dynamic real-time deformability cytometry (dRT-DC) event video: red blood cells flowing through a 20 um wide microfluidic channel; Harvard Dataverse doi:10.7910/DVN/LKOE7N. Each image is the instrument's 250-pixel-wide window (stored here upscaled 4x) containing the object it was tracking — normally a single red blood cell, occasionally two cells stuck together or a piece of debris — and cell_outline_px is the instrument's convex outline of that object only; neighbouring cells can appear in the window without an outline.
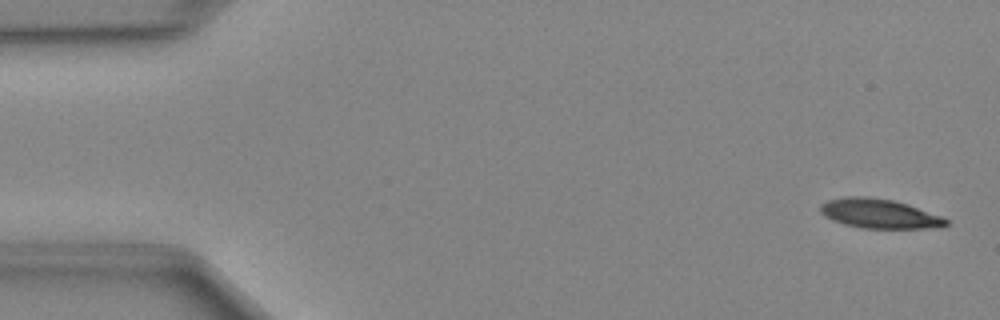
{"species": "Egyptian fruit bat (a non-hibernating species)", "species_latin": "Rousettus aegyptiacus", "temperature_condition": "cold", "stored_images_in_passage": 48, "camera_frame_rate_fps": 3000, "um_per_image_px": 0.085, "animal": {"sex": "female"}, "frame": {"image": 1, "passage_image": 2, "time_ms": 0.333, "image_size_px": [1000, 320], "cell_outline_px": [[948, 224], [944, 228], [864, 228], [844, 224], [832, 220], [824, 216], [820, 212], [820, 204], [828, 200], [848, 196], [868, 196], [892, 200], [908, 204], [944, 216], [948, 220]], "centroid_in_image_um": [74.79, 18.16], "position_along_channel_um": 10.2, "area_um2": 21.79}}
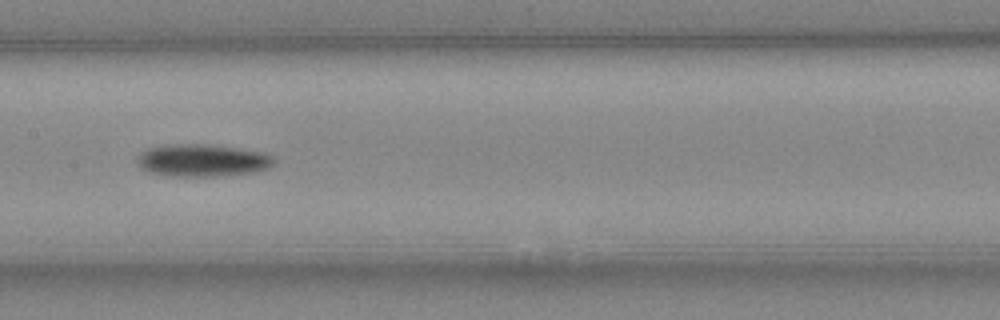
{"frame": {"image": 2, "passage_image": 24, "time_ms": 7.667, "image_size_px": [1000, 320], "cell_outline_px": [[276, 160], [268, 168], [252, 172], [216, 176], [164, 176], [148, 172], [136, 160], [136, 156], [140, 152], [148, 148], [164, 144], [208, 144], [240, 148], [264, 152], [272, 156]], "centroid_in_image_um": [17.17, 13.62], "position_along_channel_um": 190.2, "area_um2": 26.01}}
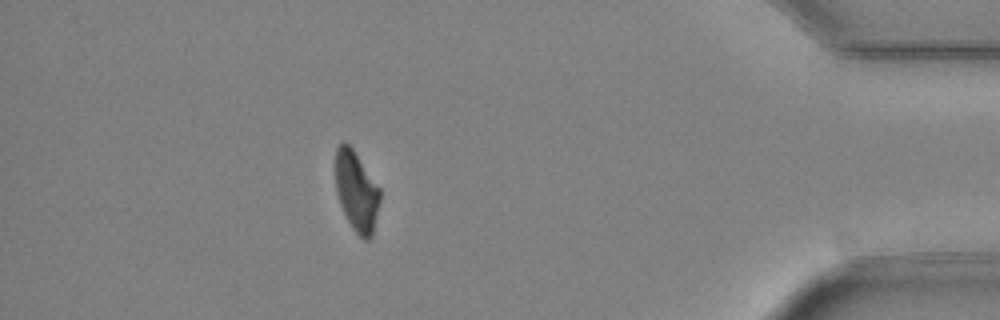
{"frame": {"image": 3, "passage_image": 43, "time_ms": 14.0, "image_size_px": [1000, 320], "cell_outline_px": [[380, 200], [372, 236], [368, 240], [364, 240], [352, 228], [340, 204], [336, 192], [336, 148], [344, 140], [352, 148], [380, 188]], "centroid_in_image_um": [30.3, 16.26], "position_along_channel_um": 404.9, "area_um2": 20.52}}